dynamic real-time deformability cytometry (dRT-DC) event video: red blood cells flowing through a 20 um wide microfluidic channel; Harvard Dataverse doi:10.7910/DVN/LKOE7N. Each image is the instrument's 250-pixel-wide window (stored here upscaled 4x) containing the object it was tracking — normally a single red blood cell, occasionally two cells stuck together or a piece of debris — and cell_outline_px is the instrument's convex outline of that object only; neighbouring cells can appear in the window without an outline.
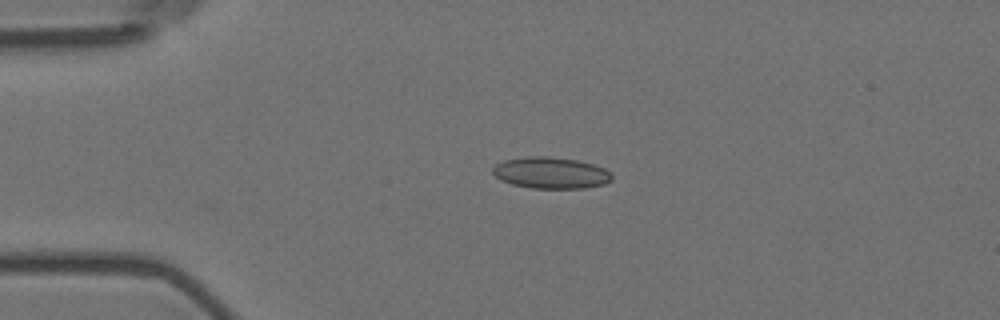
{"species": "Egyptian fruit bat (a non-hibernating species)", "species_latin": "Rousettus aegyptiacus", "temperature_condition": "room temperature", "stored_images_in_passage": 2, "camera_frame_rate_fps": 3000, "um_per_image_px": 0.085, "animal": {"sex": "female"}, "frame": {"image": 1, "passage_image": 1, "time_ms": 0.0, "image_size_px": [1000, 320], "cell_outline_px": [[612, 180], [604, 184], [584, 188], [532, 188], [512, 184], [500, 180], [492, 172], [492, 168], [496, 164], [504, 160], [528, 156], [548, 156], [576, 160], [592, 164], [604, 168], [612, 172]], "centroid_in_image_um": [46.82, 14.69], "position_along_channel_um": 38.2, "area_um2": 21.85}}